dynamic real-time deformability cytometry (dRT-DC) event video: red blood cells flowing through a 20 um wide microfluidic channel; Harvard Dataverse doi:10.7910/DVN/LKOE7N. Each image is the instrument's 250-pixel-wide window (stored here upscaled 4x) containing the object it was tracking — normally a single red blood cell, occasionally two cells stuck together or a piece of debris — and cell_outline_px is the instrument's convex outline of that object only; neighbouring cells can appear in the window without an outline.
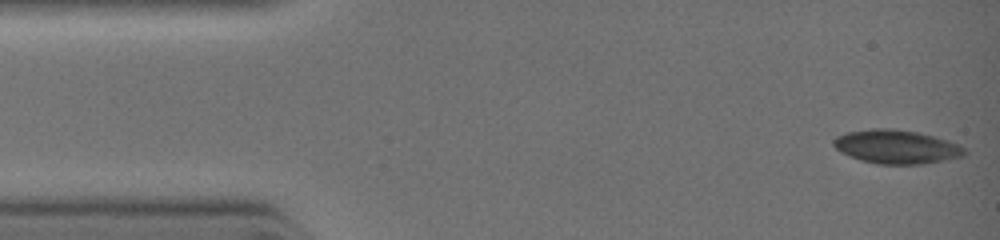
{"species": "common noctule bat (a hibernating species)", "species_latin": "Nyctalus noctula", "temperature_condition": "warm", "stored_images_in_passage": 69, "camera_frame_rate_fps": 3000, "um_per_image_px": 0.085, "animal": {"sex": "female", "body_mass_g": 19.0, "forearm_length_mm": 51.5}, "frame": {"image": 1, "passage_image": 1, "time_ms": 0.0, "image_size_px": [1000, 240], "cell_outline_px": [[964, 152], [960, 156], [940, 160], [916, 164], [884, 164], [864, 160], [852, 156], [836, 148], [832, 144], [832, 140], [836, 136], [848, 132], [872, 128], [892, 128], [920, 132], [948, 140], [960, 144], [964, 148]], "centroid_in_image_um": [76.18, 12.44], "position_along_channel_um": 8.8, "area_um2": 25.2}}
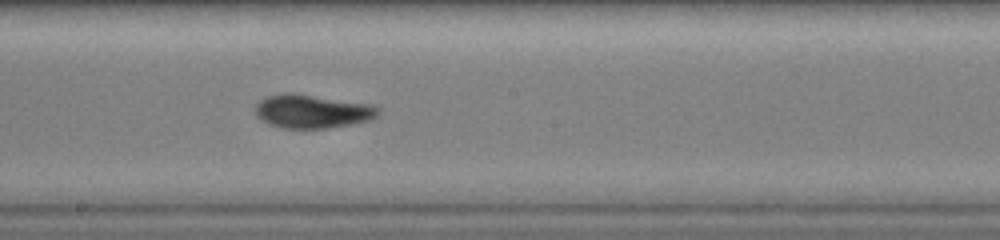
{"frame": {"image": 2, "passage_image": 36, "time_ms": 5.667, "image_size_px": [1000, 240], "cell_outline_px": [[380, 112], [376, 116], [368, 120], [328, 128], [284, 128], [268, 124], [256, 116], [256, 104], [260, 100], [268, 96], [284, 92], [296, 92], [372, 104], [380, 108]], "centroid_in_image_um": [26.53, 9.44], "position_along_channel_um": 221.7, "area_um2": 24.22}}
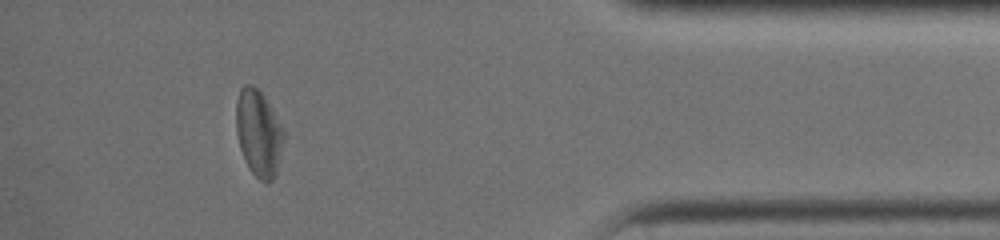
{"frame": {"image": 3, "passage_image": 60, "time_ms": 9.667, "image_size_px": [1000, 240], "cell_outline_px": [[284, 140], [276, 172], [272, 180], [260, 180], [252, 172], [244, 160], [240, 148], [236, 132], [236, 100], [240, 88], [244, 84], [252, 84], [264, 96], [272, 108], [284, 132]], "centroid_in_image_um": [21.96, 11.28], "position_along_channel_um": 413.2, "area_um2": 23.81}}